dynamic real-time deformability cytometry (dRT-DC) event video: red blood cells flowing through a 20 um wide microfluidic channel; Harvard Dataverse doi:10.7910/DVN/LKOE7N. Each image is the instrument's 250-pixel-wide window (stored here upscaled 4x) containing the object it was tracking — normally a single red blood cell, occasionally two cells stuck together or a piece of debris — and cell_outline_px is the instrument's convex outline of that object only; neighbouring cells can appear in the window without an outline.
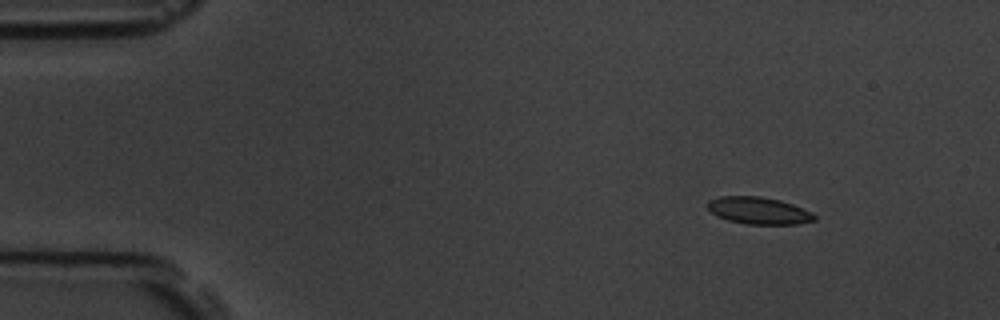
{"species": "common noctule bat (a hibernating species)", "species_latin": "Nyctalus noctula", "temperature_condition": "room temperature", "stored_images_in_passage": 5, "camera_frame_rate_fps": 3000, "um_per_image_px": 0.085, "animal": {"sex": "male", "body_mass_g": 19.5, "forearm_length_mm": 54.6}, "frame": {"image": 1, "passage_image": 2, "time_ms": 1.0, "image_size_px": [1000, 320], "cell_outline_px": [[816, 220], [800, 224], [748, 224], [728, 220], [716, 216], [708, 208], [708, 200], [720, 196], [760, 196], [780, 200], [792, 204], [812, 212], [816, 216]], "centroid_in_image_um": [64.5, 17.9], "position_along_channel_um": 20.5, "area_um2": 16.88}}
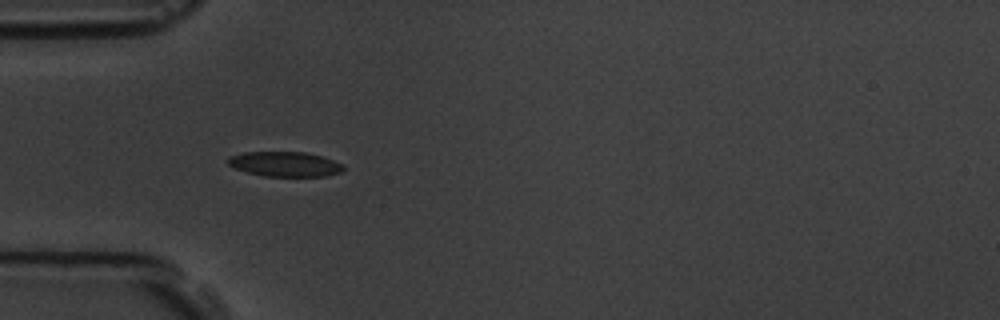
{"frame": {"image": 2, "passage_image": 4, "time_ms": 4.333, "image_size_px": [1000, 320], "cell_outline_px": [[344, 172], [324, 176], [264, 176], [248, 172], [236, 168], [228, 164], [228, 156], [244, 152], [304, 152], [324, 156], [344, 164]], "centroid_in_image_um": [24.27, 13.94], "position_along_channel_um": 60.7, "area_um2": 16.82}}
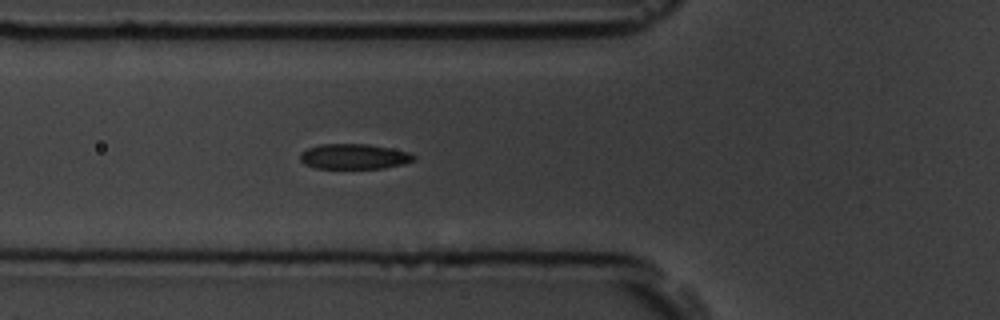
{"frame": {"image": 3, "passage_image": 5, "time_ms": 5.333, "image_size_px": [1000, 320], "cell_outline_px": [[416, 156], [412, 160], [404, 164], [384, 168], [316, 168], [304, 164], [300, 160], [300, 152], [308, 148], [320, 144], [368, 144], [408, 152]], "centroid_in_image_um": [30.05, 13.3], "position_along_channel_um": 95.7, "area_um2": 16.59}}